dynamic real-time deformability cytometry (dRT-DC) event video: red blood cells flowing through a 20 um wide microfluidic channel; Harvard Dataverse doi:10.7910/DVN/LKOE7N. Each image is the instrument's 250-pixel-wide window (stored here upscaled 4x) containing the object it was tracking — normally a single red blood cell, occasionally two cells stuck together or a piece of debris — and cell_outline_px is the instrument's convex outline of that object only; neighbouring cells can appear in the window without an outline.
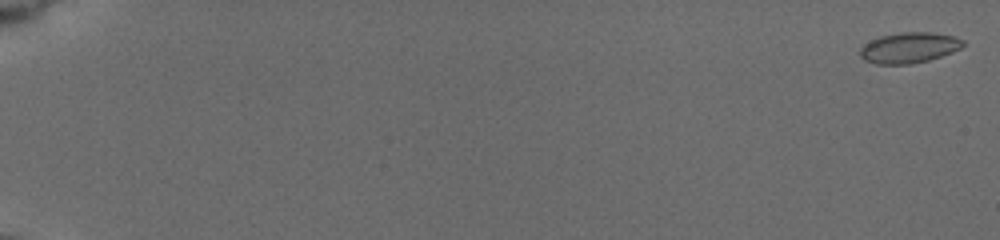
{"species": "common noctule bat (a hibernating species)", "species_latin": "Nyctalus noctula", "temperature_condition": "cold", "stored_images_in_passage": 17, "camera_frame_rate_fps": 3000, "um_per_image_px": 0.085, "animal": {"sex": "female", "body_mass_g": 19.5, "forearm_length_mm": 54.1}, "frame": {"image": 1, "passage_image": 2, "time_ms": 0.333, "image_size_px": [1000, 240], "cell_outline_px": [[964, 44], [960, 48], [952, 52], [928, 60], [908, 64], [876, 64], [864, 60], [860, 56], [860, 48], [864, 44], [880, 36], [900, 32], [932, 32], [952, 36], [964, 40]], "centroid_in_image_um": [77.25, 4.05], "position_along_channel_um": 7.7, "area_um2": 18.26}}
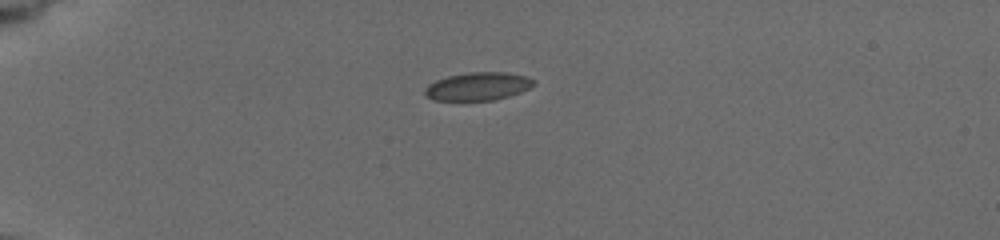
{"frame": {"image": 2, "passage_image": 13, "time_ms": 5.667, "image_size_px": [1000, 240], "cell_outline_px": [[536, 84], [520, 92], [508, 96], [492, 100], [432, 100], [424, 96], [424, 88], [428, 84], [436, 80], [448, 76], [468, 72], [504, 72], [524, 76], [536, 80]], "centroid_in_image_um": [40.59, 7.34], "position_along_channel_um": 44.4, "area_um2": 17.8}}
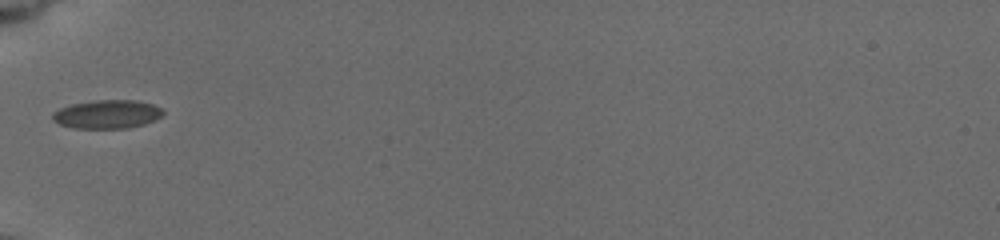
{"frame": {"image": 3, "passage_image": 15, "time_ms": 7.667, "image_size_px": [1000, 240], "cell_outline_px": [[164, 112], [160, 116], [144, 124], [128, 128], [72, 128], [60, 124], [52, 120], [52, 112], [60, 108], [72, 104], [96, 100], [136, 100], [152, 104], [164, 108]], "centroid_in_image_um": [9.1, 9.7], "position_along_channel_um": 75.9, "area_um2": 18.38}}